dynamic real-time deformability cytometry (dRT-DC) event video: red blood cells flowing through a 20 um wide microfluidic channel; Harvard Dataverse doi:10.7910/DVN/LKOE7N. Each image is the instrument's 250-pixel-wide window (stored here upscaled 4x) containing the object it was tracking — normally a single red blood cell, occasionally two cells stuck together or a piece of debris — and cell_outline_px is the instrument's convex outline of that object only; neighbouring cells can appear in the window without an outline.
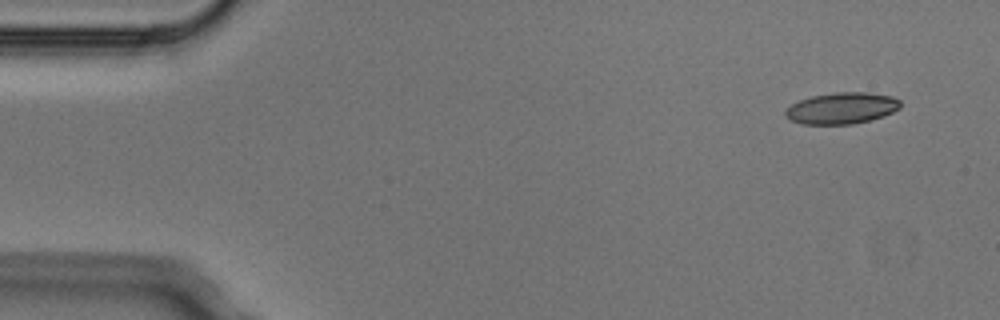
{"species": "Egyptian fruit bat (a non-hibernating species)", "species_latin": "Rousettus aegyptiacus", "temperature_condition": "cold", "stored_images_in_passage": 4, "camera_frame_rate_fps": 3000, "um_per_image_px": 0.085, "animal": {"sex": "male"}, "frame": {"image": 1, "passage_image": 1, "time_ms": 0.0, "image_size_px": [1000, 320], "cell_outline_px": [[900, 108], [884, 116], [872, 120], [852, 124], [800, 124], [788, 120], [784, 116], [784, 112], [792, 104], [800, 100], [812, 96], [836, 92], [868, 92], [892, 96], [900, 100]], "centroid_in_image_um": [71.54, 9.2], "position_along_channel_um": 13.5, "area_um2": 21.21}}
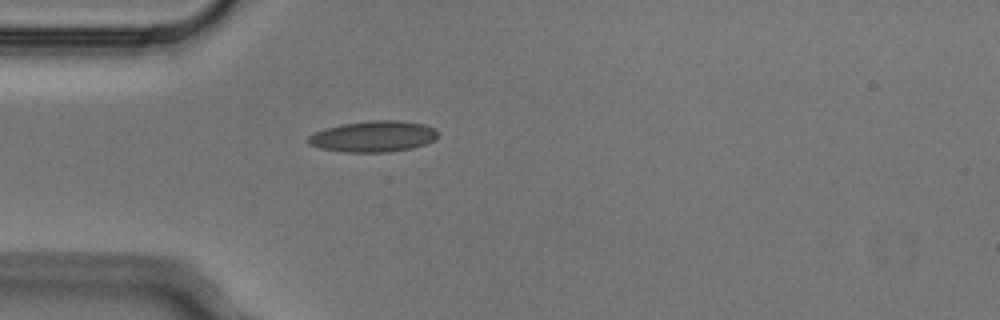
{"frame": {"image": 2, "passage_image": 4, "time_ms": 1.0, "image_size_px": [1000, 320], "cell_outline_px": [[436, 136], [432, 140], [424, 144], [412, 148], [388, 152], [344, 152], [320, 148], [308, 144], [308, 136], [312, 132], [324, 128], [340, 124], [372, 120], [396, 120], [424, 124], [436, 128]], "centroid_in_image_um": [31.68, 11.59], "position_along_channel_um": 53.3, "area_um2": 23.52}}